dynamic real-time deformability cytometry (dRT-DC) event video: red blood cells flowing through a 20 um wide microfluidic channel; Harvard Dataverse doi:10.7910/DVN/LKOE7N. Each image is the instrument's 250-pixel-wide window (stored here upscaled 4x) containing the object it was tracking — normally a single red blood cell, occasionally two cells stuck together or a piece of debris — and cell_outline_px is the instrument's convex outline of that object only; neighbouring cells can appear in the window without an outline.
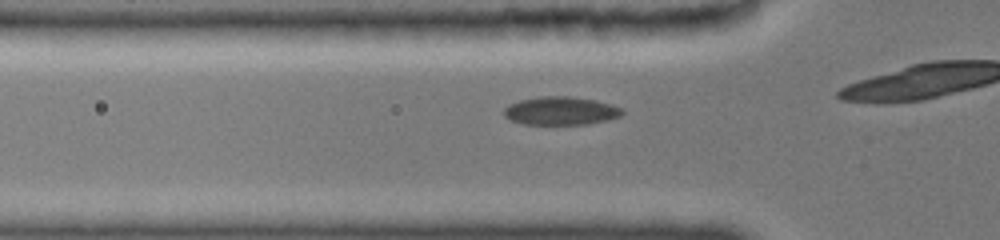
{"species": "common noctule bat (a hibernating species)", "species_latin": "Nyctalus noctula", "temperature_condition": "cold", "stored_images_in_passage": 40, "camera_frame_rate_fps": 3000, "um_per_image_px": 0.085, "animal": {"sex": "female", "body_mass_g": 19.0, "forearm_length_mm": 51.5}, "frame": {"image": 1, "passage_image": 7, "time_ms": 1.667, "image_size_px": [1000, 240], "cell_outline_px": [[624, 112], [620, 116], [604, 120], [584, 124], [524, 124], [512, 120], [504, 116], [504, 108], [508, 104], [520, 100], [540, 96], [568, 96], [596, 100], [624, 108]], "centroid_in_image_um": [47.65, 9.41], "position_along_channel_um": 78.1, "area_um2": 19.36}}
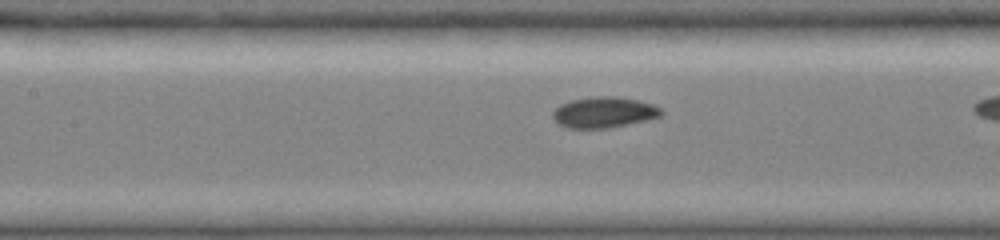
{"frame": {"image": 2, "passage_image": 15, "time_ms": 3.667, "image_size_px": [1000, 240], "cell_outline_px": [[664, 112], [660, 116], [648, 120], [604, 128], [572, 128], [560, 124], [552, 116], [552, 112], [560, 104], [572, 100], [588, 96], [616, 96], [636, 100], [652, 104], [660, 108]], "centroid_in_image_um": [51.34, 9.53], "position_along_channel_um": 156.1, "area_um2": 19.31}}
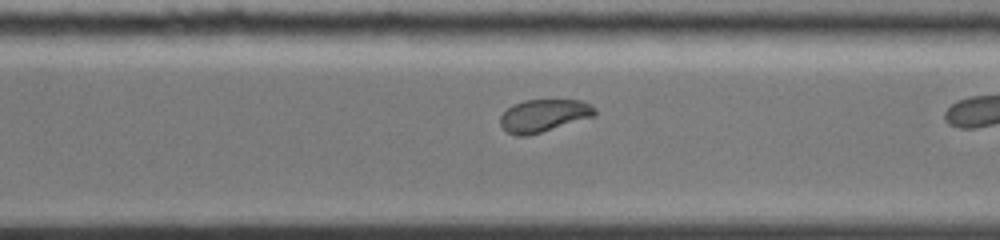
{"frame": {"image": 3, "passage_image": 33, "time_ms": 8.0, "image_size_px": [1000, 240], "cell_outline_px": [[596, 112], [592, 116], [528, 136], [516, 136], [508, 132], [500, 124], [500, 116], [512, 104], [524, 100], [580, 100], [592, 104]], "centroid_in_image_um": [46.18, 9.81], "position_along_channel_um": 324.4, "area_um2": 17.69}}